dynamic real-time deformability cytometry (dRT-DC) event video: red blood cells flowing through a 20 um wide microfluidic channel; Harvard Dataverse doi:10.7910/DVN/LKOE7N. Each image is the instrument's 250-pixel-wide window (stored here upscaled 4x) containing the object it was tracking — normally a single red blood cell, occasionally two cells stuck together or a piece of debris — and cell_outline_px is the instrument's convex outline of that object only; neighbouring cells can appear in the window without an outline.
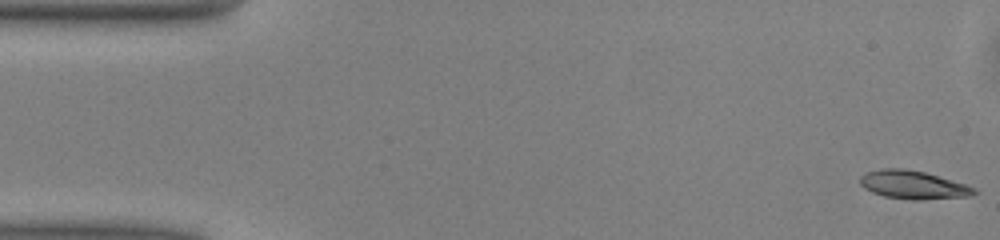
{"species": "common noctule bat (a hibernating species)", "species_latin": "Nyctalus noctula", "temperature_condition": "warm", "stored_images_in_passage": 50, "camera_frame_rate_fps": 3000, "um_per_image_px": 0.085, "animal": {"sex": "male", "body_mass_g": 13.0, "forearm_length_mm": 53.1}, "frame": {"image": 1, "passage_image": 1, "time_ms": 0.0, "image_size_px": [1000, 240], "cell_outline_px": [[980, 192], [968, 196], [920, 200], [912, 200], [884, 196], [872, 192], [864, 188], [860, 184], [860, 176], [868, 172], [880, 168], [904, 168], [924, 172], [964, 184], [976, 188]], "centroid_in_image_um": [77.6, 15.71], "position_along_channel_um": 7.4, "area_um2": 18.73}}
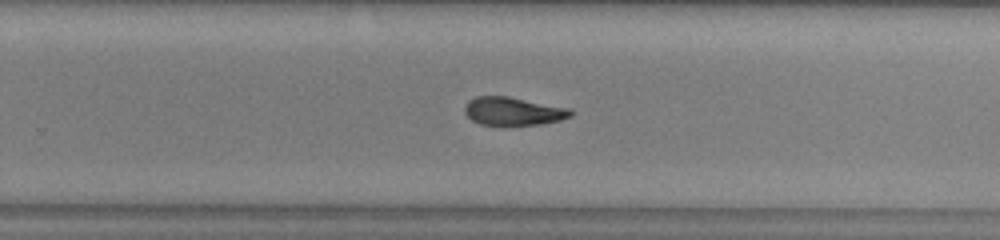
{"frame": {"image": 2, "passage_image": 31, "time_ms": 10.0, "image_size_px": [1000, 240], "cell_outline_px": [[572, 116], [560, 120], [540, 124], [504, 128], [480, 124], [472, 120], [464, 112], [464, 108], [468, 100], [476, 96], [508, 96], [572, 108]], "centroid_in_image_um": [43.62, 9.49], "position_along_channel_um": 286.2, "area_um2": 18.21}}
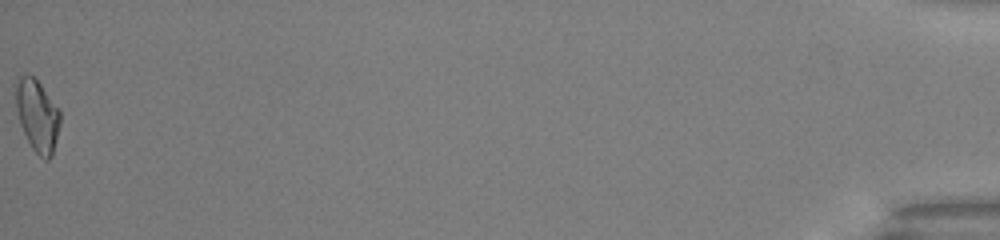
{"frame": {"image": 3, "passage_image": 50, "time_ms": 16.333, "image_size_px": [1000, 240], "cell_outline_px": [[60, 124], [52, 156], [48, 160], [44, 160], [32, 148], [20, 124], [16, 108], [12, 84], [16, 76], [28, 72], [40, 84], [60, 112]], "centroid_in_image_um": [3.11, 9.75], "position_along_channel_um": 432.1, "area_um2": 18.9}, "authors_computed_cell_mechanics": {"area_um2": 18.1781, "velocity_mm_per_s": 4.0811, "shape_relaxation_time_tau1_ms": 5.7322, "shape_relaxation_time_tau2_ms": null, "deformation_change_tau1": 0.1966, "deformation_change_tau2": null}}